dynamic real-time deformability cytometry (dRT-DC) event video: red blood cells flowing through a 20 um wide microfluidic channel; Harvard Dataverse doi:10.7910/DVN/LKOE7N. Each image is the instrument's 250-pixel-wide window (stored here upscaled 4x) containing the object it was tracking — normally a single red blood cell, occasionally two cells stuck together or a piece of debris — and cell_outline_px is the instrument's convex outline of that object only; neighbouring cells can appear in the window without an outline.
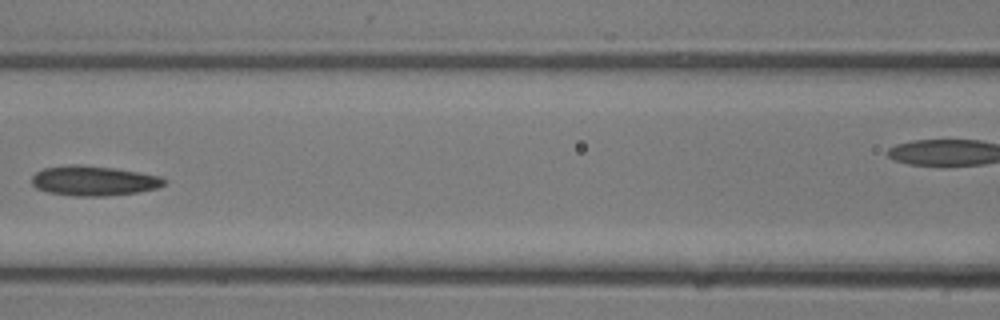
{"species": "common noctule bat (a hibernating species)", "species_latin": "Nyctalus noctula", "temperature_condition": "room temperature", "stored_images_in_passage": 17, "segment_of_instrument_passage": [1, 2], "camera_frame_rate_fps": 3000, "um_per_image_px": 0.085, "animal": {"sex": "male", "body_mass_g": 13.3}, "frame": {"image": 1, "passage_image": 12, "time_ms": 3.667, "image_size_px": [1000, 320], "cell_outline_px": [[168, 180], [164, 184], [156, 188], [136, 192], [104, 196], [72, 196], [48, 192], [36, 188], [32, 184], [32, 176], [36, 172], [44, 168], [72, 164], [80, 164], [116, 168], [160, 176]], "centroid_in_image_um": [7.95, 15.36], "position_along_channel_um": 158.7, "area_um2": 23.06}}
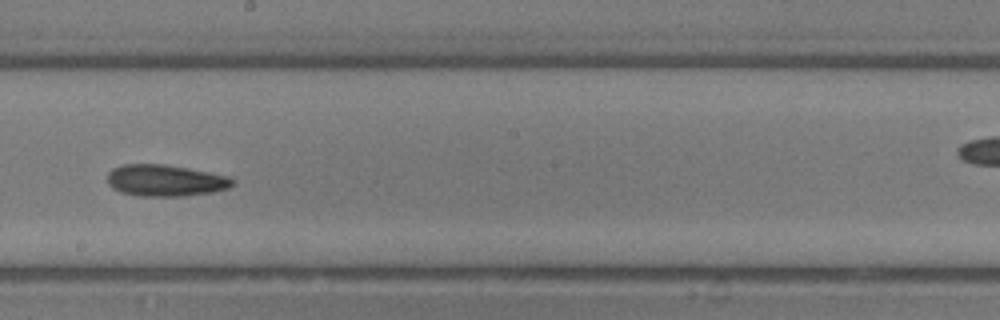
{"frame": {"image": 2, "passage_image": 15, "time_ms": 4.667, "image_size_px": [1000, 320], "cell_outline_px": [[236, 180], [228, 188], [212, 192], [188, 196], [140, 196], [120, 192], [112, 188], [108, 184], [108, 172], [112, 168], [124, 164], [164, 164], [188, 168], [228, 176]], "centroid_in_image_um": [14.04, 15.34], "position_along_channel_um": 234.2, "area_um2": 23.12}}